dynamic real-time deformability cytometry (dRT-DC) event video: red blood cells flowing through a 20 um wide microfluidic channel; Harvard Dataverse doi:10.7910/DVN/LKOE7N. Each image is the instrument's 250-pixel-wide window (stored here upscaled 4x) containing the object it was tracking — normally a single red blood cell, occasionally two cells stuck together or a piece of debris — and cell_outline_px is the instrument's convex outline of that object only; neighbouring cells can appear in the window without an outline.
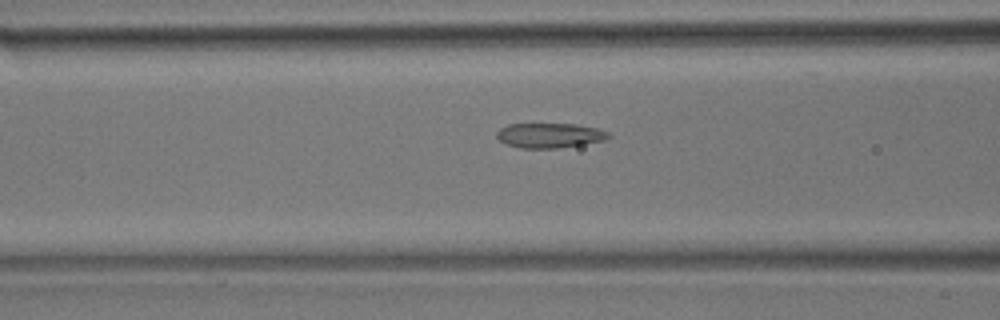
{"species": "common noctule bat (a hibernating species)", "species_latin": "Nyctalus noctula", "temperature_condition": "room temperature", "stored_images_in_passage": 23, "camera_frame_rate_fps": 3000, "um_per_image_px": 0.085, "animal": {"sex": "male", "body_mass_g": 17.9}, "frame": {"image": 1, "passage_image": 4, "time_ms": 1.0, "image_size_px": [1000, 320], "cell_outline_px": [[612, 136], [604, 140], [556, 148], [520, 148], [508, 144], [500, 140], [496, 136], [496, 132], [500, 128], [508, 124], [576, 124], [596, 128], [608, 132]], "centroid_in_image_um": [46.7, 11.5], "position_along_channel_um": 119.9, "area_um2": 15.95}}
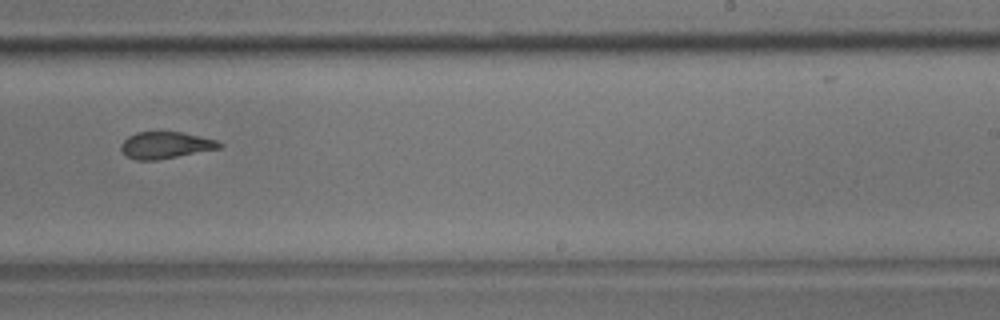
{"frame": {"image": 2, "passage_image": 15, "time_ms": 4.667, "image_size_px": [1000, 320], "cell_outline_px": [[224, 144], [220, 148], [156, 160], [136, 160], [128, 156], [120, 148], [120, 144], [128, 136], [136, 132], [180, 132], [216, 140]], "centroid_in_image_um": [14.05, 12.33], "position_along_channel_um": 274.9, "area_um2": 15.09}}
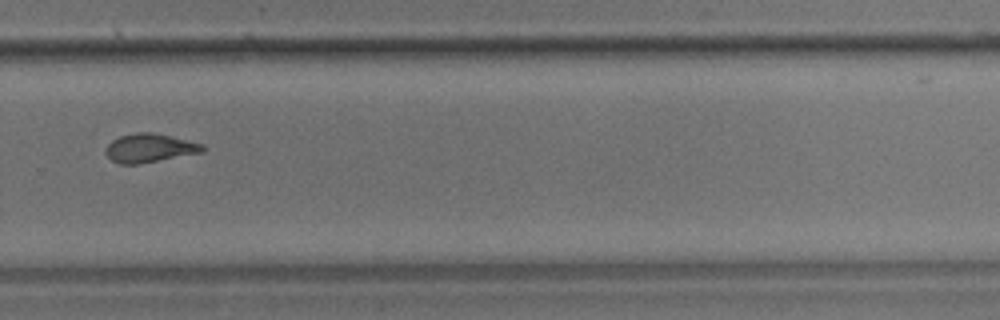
{"frame": {"image": 3, "passage_image": 18, "time_ms": 5.667, "image_size_px": [1000, 320], "cell_outline_px": [[204, 152], [140, 164], [120, 164], [112, 160], [104, 152], [104, 148], [112, 140], [120, 136], [136, 132], [152, 132], [204, 144]], "centroid_in_image_um": [12.7, 12.59], "position_along_channel_um": 317.1, "area_um2": 16.24}}